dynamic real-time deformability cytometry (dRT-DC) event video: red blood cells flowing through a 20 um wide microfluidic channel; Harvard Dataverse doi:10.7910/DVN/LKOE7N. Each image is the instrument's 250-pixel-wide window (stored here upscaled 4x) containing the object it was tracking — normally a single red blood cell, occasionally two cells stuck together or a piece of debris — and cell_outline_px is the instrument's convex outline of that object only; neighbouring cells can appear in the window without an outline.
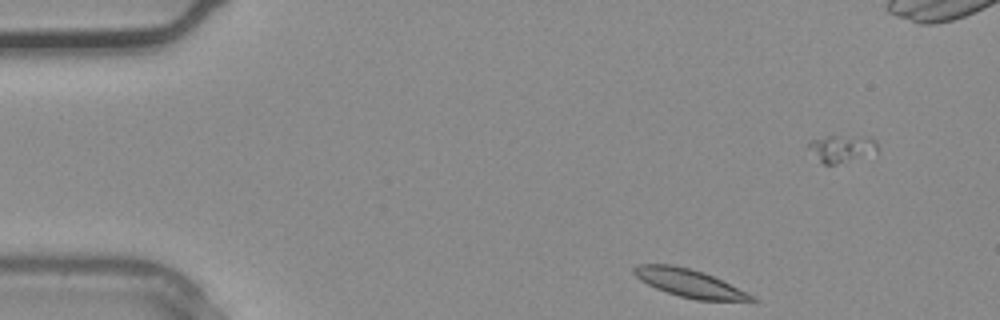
{"species": "common noctule bat (a hibernating species)", "species_latin": "Nyctalus noctula", "temperature_condition": "warm", "stored_images_in_passage": 2, "segment_of_instrument_passage": [2, 2], "camera_frame_rate_fps": 3000, "um_per_image_px": 0.085, "animal": {"sex": "male", "body_mass_g": 20.4}, "frame": {"image": 1, "passage_image": 2, "time_ms": 0.333, "image_size_px": [1000, 320], "cell_outline_px": [[756, 304], [752, 304], [696, 300], [680, 296], [656, 288], [640, 280], [632, 272], [632, 268], [640, 264], [672, 264], [688, 268], [712, 276], [752, 296], [756, 300]], "centroid_in_image_um": [58.66, 24.12], "position_along_channel_um": 26.3, "area_um2": 19.25}}